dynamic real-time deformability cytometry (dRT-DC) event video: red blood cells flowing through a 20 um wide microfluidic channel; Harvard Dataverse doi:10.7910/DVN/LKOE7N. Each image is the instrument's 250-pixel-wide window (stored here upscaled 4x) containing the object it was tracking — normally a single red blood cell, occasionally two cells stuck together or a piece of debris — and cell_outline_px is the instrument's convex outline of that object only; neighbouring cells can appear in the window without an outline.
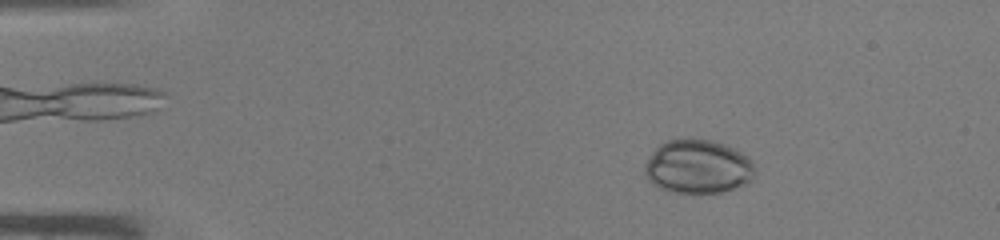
{"species": "common noctule bat (a hibernating species)", "species_latin": "Nyctalus noctula", "temperature_condition": "warm", "stored_images_in_passage": 44, "camera_frame_rate_fps": 3000, "um_per_image_px": 0.085, "animal": {"sex": "male", "body_mass_g": 19.0, "forearm_length_mm": 50.8}, "frame": {"image": 1, "passage_image": 7, "time_ms": 2.0, "image_size_px": [1000, 240], "cell_outline_px": [[752, 180], [748, 184], [720, 192], [672, 192], [660, 188], [652, 184], [648, 180], [644, 172], [644, 164], [652, 152], [660, 144], [668, 140], [684, 136], [692, 136], [712, 140], [736, 148], [752, 160]], "centroid_in_image_um": [59.29, 14.12], "position_along_channel_um": 25.7, "area_um2": 35.03}}
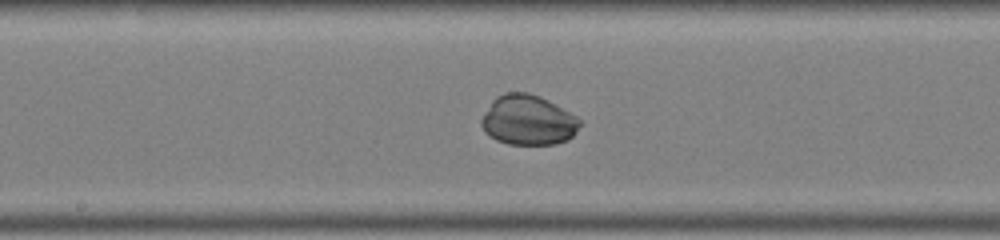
{"frame": {"image": 2, "passage_image": 24, "time_ms": 7.667, "image_size_px": [1000, 240], "cell_outline_px": [[584, 124], [568, 140], [556, 144], [508, 144], [496, 140], [484, 132], [480, 124], [480, 120], [492, 100], [496, 96], [504, 92], [528, 92], [540, 96], [548, 100], [576, 116]], "centroid_in_image_um": [44.88, 10.21], "position_along_channel_um": 203.3, "area_um2": 28.96}}
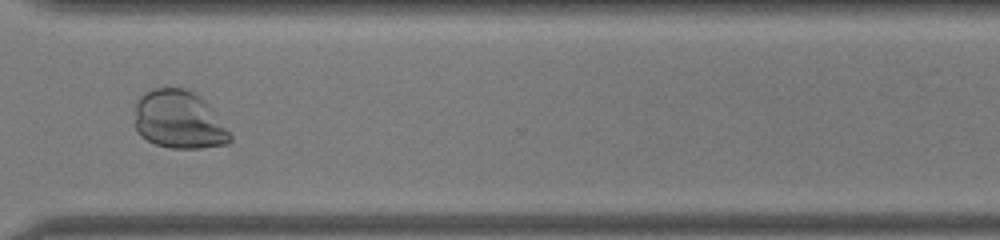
{"frame": {"image": 3, "passage_image": 34, "time_ms": 11.0, "image_size_px": [1000, 240], "cell_outline_px": [[232, 140], [228, 144], [200, 148], [168, 148], [156, 144], [140, 136], [136, 128], [136, 100], [144, 92], [156, 88], [188, 88], [200, 96], [212, 108], [232, 136]], "centroid_in_image_um": [15.22, 10.18], "position_along_channel_um": 355.4, "area_um2": 32.37}}